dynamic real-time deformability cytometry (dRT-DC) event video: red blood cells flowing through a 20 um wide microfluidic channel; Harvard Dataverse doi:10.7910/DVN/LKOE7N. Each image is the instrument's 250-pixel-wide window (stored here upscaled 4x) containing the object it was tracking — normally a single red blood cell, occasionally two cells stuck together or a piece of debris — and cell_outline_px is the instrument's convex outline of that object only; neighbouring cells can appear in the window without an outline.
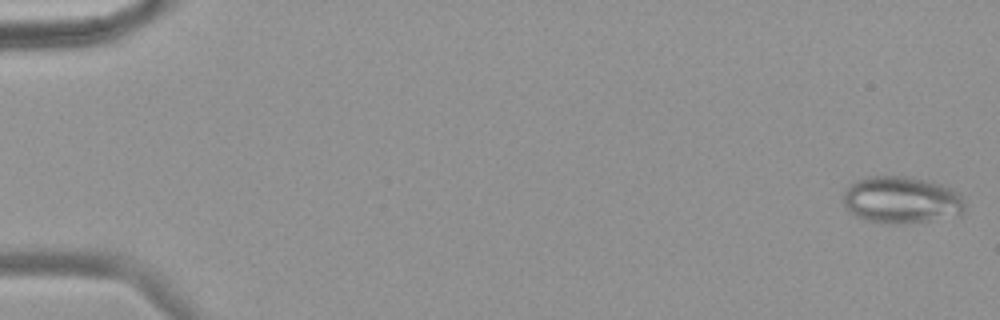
{"species": "common noctule bat (a hibernating species)", "species_latin": "Nyctalus noctula", "temperature_condition": "warm", "stored_images_in_passage": 57, "camera_frame_rate_fps": 3000, "um_per_image_px": 0.085, "animal": {"sex": "female", "body_mass_g": 18.4}, "frame": {"image": 1, "passage_image": 1, "time_ms": 0.0, "image_size_px": [1000, 320], "cell_outline_px": [[964, 212], [960, 216], [900, 224], [880, 224], [856, 216], [848, 212], [844, 204], [844, 192], [848, 184], [856, 180], [868, 176], [904, 176], [924, 180], [940, 184], [952, 188], [960, 192], [964, 204]], "centroid_in_image_um": [76.62, 17.0], "position_along_channel_um": 8.4, "area_um2": 33.7}}
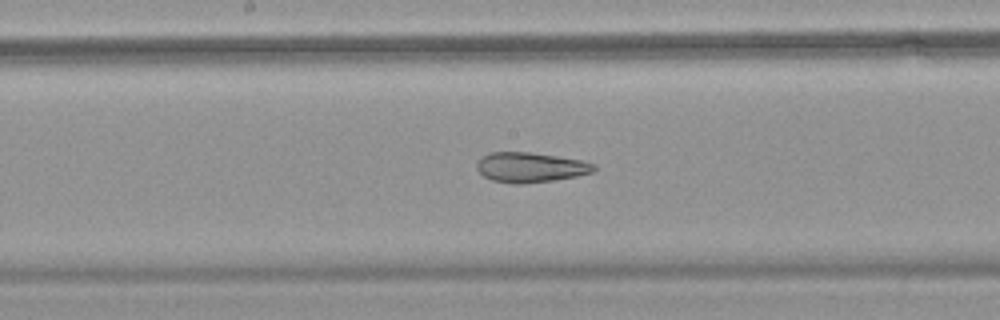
{"frame": {"image": 2, "passage_image": 31, "time_ms": 10.0, "image_size_px": [1000, 320], "cell_outline_px": [[596, 168], [592, 172], [576, 176], [556, 180], [524, 184], [512, 184], [492, 180], [484, 176], [476, 168], [476, 164], [480, 156], [488, 152], [532, 152], [580, 160], [596, 164]], "centroid_in_image_um": [45.05, 14.22], "position_along_channel_um": 203.2, "area_um2": 20.63}}
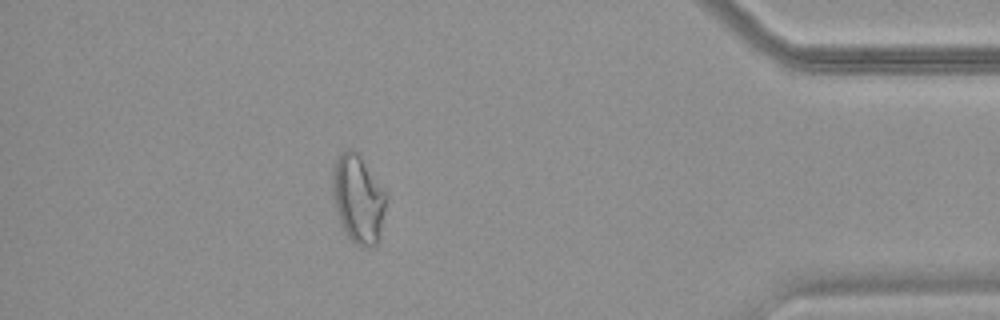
{"frame": {"image": 3, "passage_image": 51, "time_ms": 16.667, "image_size_px": [1000, 320], "cell_outline_px": [[388, 196], [380, 232], [376, 244], [368, 248], [360, 248], [344, 232], [340, 224], [332, 192], [332, 172], [336, 160], [340, 152], [348, 148], [352, 148], [360, 156], [388, 192]], "centroid_in_image_um": [30.46, 16.89], "position_along_channel_um": 404.7, "area_um2": 27.92}, "authors_computed_cell_mechanics": {"area_um2": 26.877, "velocity_mm_per_s": 3.5914, "shape_relaxation_time_tau1_ms": null, "shape_relaxation_time_tau2_ms": 2.2572, "deformation_change_tau1": null, "deformation_change_tau2": 0.1042}}